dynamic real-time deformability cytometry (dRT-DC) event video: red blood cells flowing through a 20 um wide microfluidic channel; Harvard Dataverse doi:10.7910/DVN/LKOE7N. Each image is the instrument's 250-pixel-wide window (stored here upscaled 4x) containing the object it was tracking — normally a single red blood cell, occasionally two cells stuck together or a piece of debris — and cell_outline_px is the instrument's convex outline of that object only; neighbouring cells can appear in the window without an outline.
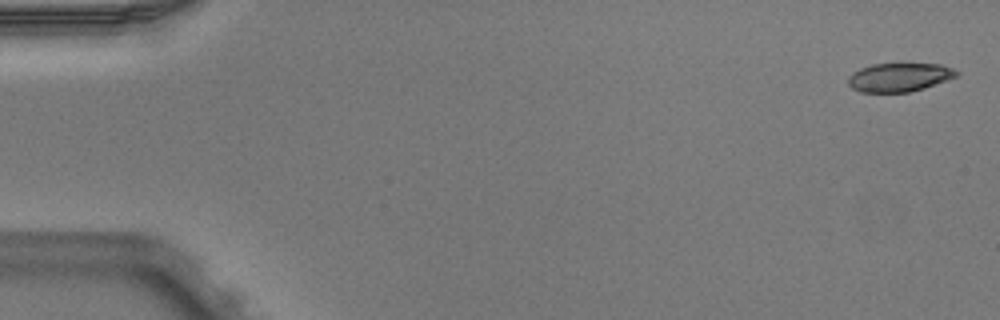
{"species": "Egyptian fruit bat (a non-hibernating species)", "species_latin": "Rousettus aegyptiacus", "temperature_condition": "warm", "stored_images_in_passage": 6, "camera_frame_rate_fps": 3000, "um_per_image_px": 0.085, "animal": {"sex": "male"}, "frame": {"image": 1, "passage_image": 1, "time_ms": 0.0, "image_size_px": [1000, 320], "cell_outline_px": [[960, 72], [956, 76], [948, 80], [924, 88], [908, 92], [860, 92], [852, 88], [848, 84], [848, 76], [852, 72], [860, 68], [872, 64], [940, 64], [952, 68]], "centroid_in_image_um": [76.42, 6.57], "position_along_channel_um": 8.6, "area_um2": 18.09}}